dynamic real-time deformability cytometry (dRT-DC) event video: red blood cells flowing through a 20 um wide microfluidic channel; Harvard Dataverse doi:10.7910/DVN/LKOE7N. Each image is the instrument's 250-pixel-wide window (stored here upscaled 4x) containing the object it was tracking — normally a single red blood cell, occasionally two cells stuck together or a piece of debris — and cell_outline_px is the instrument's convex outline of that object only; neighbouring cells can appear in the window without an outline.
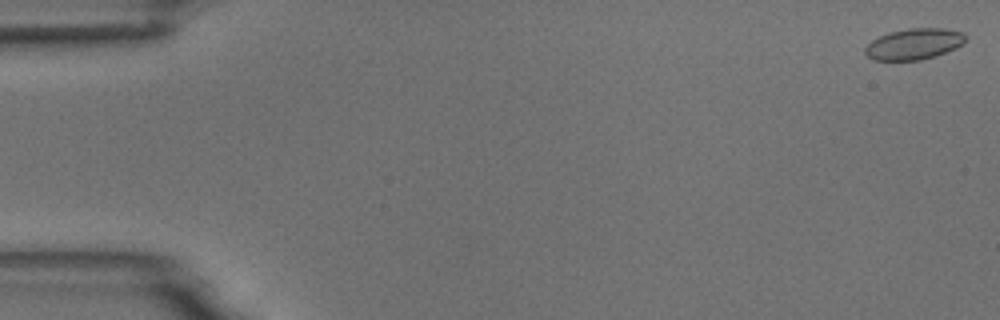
{"species": "common noctule bat (a hibernating species)", "species_latin": "Nyctalus noctula", "temperature_condition": "room temperature", "stored_images_in_passage": 5, "camera_frame_rate_fps": 3000, "um_per_image_px": 0.085, "animal": {"sex": "male", "body_mass_g": 18.8}, "frame": {"image": 1, "passage_image": 1, "time_ms": 0.0, "image_size_px": [1000, 320], "cell_outline_px": [[964, 44], [936, 56], [920, 60], [872, 60], [864, 52], [864, 48], [872, 40], [888, 32], [908, 28], [944, 28], [964, 32]], "centroid_in_image_um": [77.68, 3.74], "position_along_channel_um": 7.3, "area_um2": 18.21}}
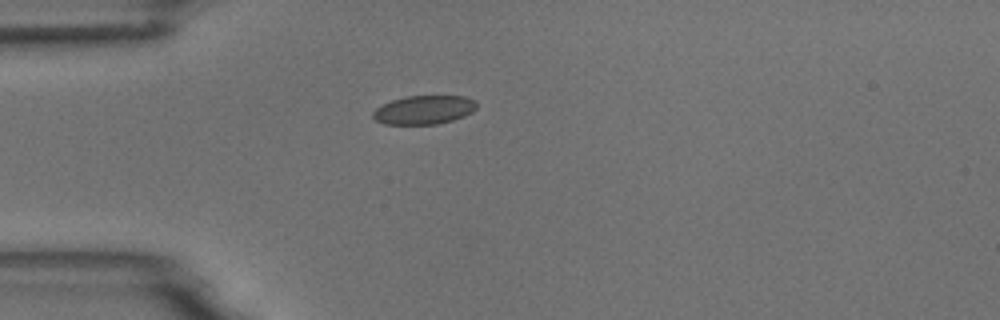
{"frame": {"image": 2, "passage_image": 5, "time_ms": 4.667, "image_size_px": [1000, 320], "cell_outline_px": [[476, 108], [472, 112], [464, 116], [452, 120], [436, 124], [384, 124], [376, 120], [372, 116], [372, 112], [376, 108], [392, 100], [408, 96], [464, 96], [476, 100]], "centroid_in_image_um": [36.05, 9.34], "position_along_channel_um": 49.0, "area_um2": 17.28}}